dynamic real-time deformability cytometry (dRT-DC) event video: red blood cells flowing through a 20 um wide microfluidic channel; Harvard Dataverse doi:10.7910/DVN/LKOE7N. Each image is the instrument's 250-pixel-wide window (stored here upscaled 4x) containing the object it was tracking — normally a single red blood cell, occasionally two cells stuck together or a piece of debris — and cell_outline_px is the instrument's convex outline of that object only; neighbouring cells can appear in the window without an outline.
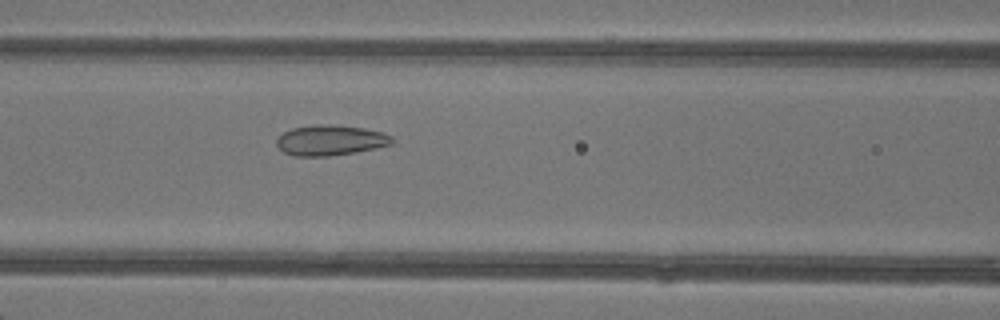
{"species": "common noctule bat (a hibernating species)", "species_latin": "Nyctalus noctula", "temperature_condition": "warm", "stored_images_in_passage": 7, "camera_frame_rate_fps": 3000, "um_per_image_px": 0.085, "animal": {"sex": "female"}, "frame": {"image": 1, "passage_image": 7, "time_ms": 8.0, "image_size_px": [1000, 320], "cell_outline_px": [[392, 144], [376, 148], [356, 152], [328, 156], [292, 156], [284, 152], [276, 144], [276, 140], [284, 132], [292, 128], [312, 124], [332, 124], [364, 128], [380, 132], [392, 136]], "centroid_in_image_um": [28.06, 11.92], "position_along_channel_um": 138.5, "area_um2": 20.46}}